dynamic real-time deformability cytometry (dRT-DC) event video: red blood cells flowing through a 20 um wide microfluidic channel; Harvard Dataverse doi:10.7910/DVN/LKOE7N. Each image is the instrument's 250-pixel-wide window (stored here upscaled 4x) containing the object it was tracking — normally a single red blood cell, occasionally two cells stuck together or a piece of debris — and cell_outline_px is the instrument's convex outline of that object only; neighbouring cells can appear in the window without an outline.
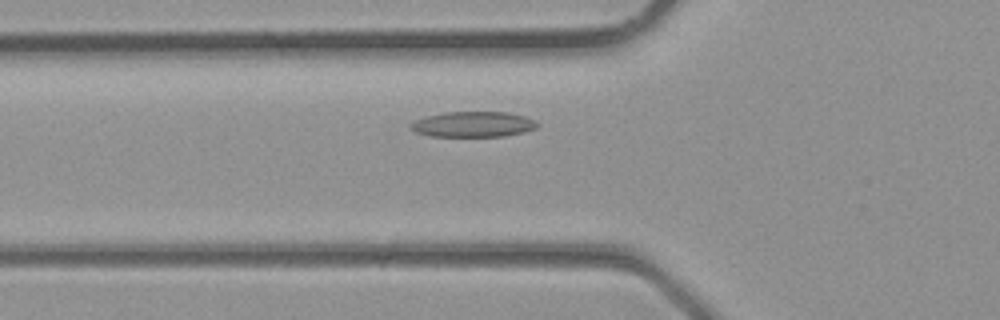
{"species": "common noctule bat (a hibernating species)", "species_latin": "Nyctalus noctula", "temperature_condition": "room temperature", "stored_images_in_passage": 7, "camera_frame_rate_fps": 3000, "um_per_image_px": 0.085, "animal": {"sex": "male", "body_mass_g": 23.1, "forearm_length_mm": 52.7}, "frame": {"image": 1, "passage_image": 7, "time_ms": 2.0, "image_size_px": [1000, 320], "cell_outline_px": [[540, 124], [536, 128], [524, 132], [504, 136], [432, 136], [416, 132], [408, 128], [408, 124], [416, 120], [428, 116], [444, 112], [508, 112], [524, 116], [536, 120]], "centroid_in_image_um": [40.23, 10.56], "position_along_channel_um": 85.6, "area_um2": 18.84}}